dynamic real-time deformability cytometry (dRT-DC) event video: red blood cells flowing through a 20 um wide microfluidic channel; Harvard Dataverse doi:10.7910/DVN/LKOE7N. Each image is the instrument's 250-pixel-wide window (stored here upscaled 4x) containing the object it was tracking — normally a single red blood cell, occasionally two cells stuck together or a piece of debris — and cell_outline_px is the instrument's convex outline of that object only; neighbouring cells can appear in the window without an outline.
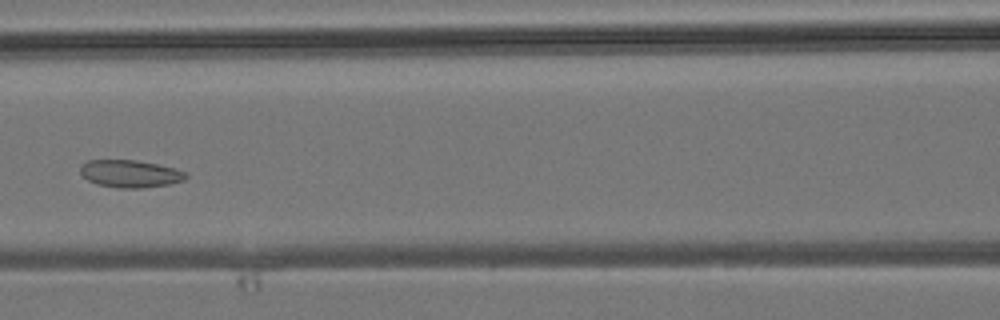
{"species": "common noctule bat (a hibernating species)", "species_latin": "Nyctalus noctula", "temperature_condition": "room temperature", "stored_images_in_passage": 7, "camera_frame_rate_fps": 3000, "um_per_image_px": 0.085, "animal": {"sex": "male", "body_mass_g": 19.2, "forearm_length_mm": 51.8}, "frame": {"image": 1, "passage_image": 6, "time_ms": 7.333, "image_size_px": [1000, 320], "cell_outline_px": [[188, 176], [184, 180], [172, 184], [140, 188], [120, 188], [96, 184], [88, 180], [80, 172], [80, 164], [88, 160], [136, 160], [156, 164], [188, 172]], "centroid_in_image_um": [11.07, 14.77], "position_along_channel_um": 155.5, "area_um2": 16.94}}
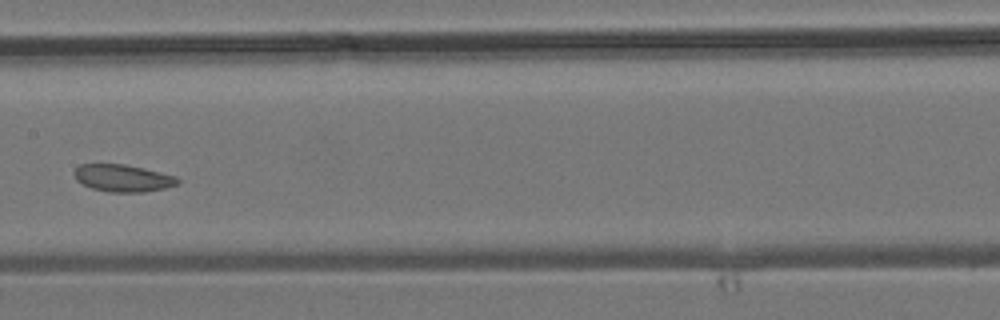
{"frame": {"image": 2, "passage_image": 7, "time_ms": 8.333, "image_size_px": [1000, 320], "cell_outline_px": [[180, 180], [176, 184], [164, 188], [144, 192], [108, 192], [92, 188], [76, 180], [76, 168], [80, 164], [124, 164], [144, 168], [176, 176]], "centroid_in_image_um": [10.46, 15.14], "position_along_channel_um": 196.9, "area_um2": 16.18}}